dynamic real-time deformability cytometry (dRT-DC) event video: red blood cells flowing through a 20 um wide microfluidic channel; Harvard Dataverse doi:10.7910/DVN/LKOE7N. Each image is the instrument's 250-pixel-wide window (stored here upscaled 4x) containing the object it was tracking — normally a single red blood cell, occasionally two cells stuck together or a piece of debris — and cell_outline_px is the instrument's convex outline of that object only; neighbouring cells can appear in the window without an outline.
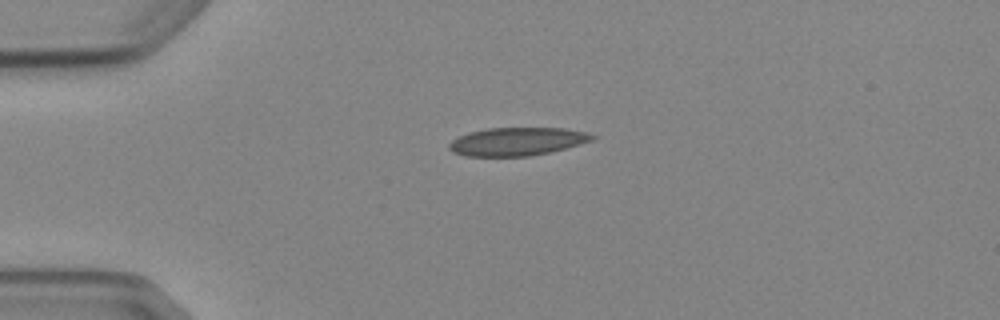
{"species": "Egyptian fruit bat (a non-hibernating species)", "species_latin": "Rousettus aegyptiacus", "temperature_condition": "cold", "stored_images_in_passage": 5, "camera_frame_rate_fps": 3000, "um_per_image_px": 0.085, "animal": {"sex": "female"}, "frame": {"image": 1, "passage_image": 1, "time_ms": 0.0, "image_size_px": [1000, 320], "cell_outline_px": [[596, 136], [592, 140], [552, 152], [528, 156], [464, 156], [452, 152], [448, 148], [448, 144], [452, 140], [468, 132], [488, 128], [564, 128], [584, 132]], "centroid_in_image_um": [43.91, 12.03], "position_along_channel_um": 41.1, "area_um2": 23.41}}
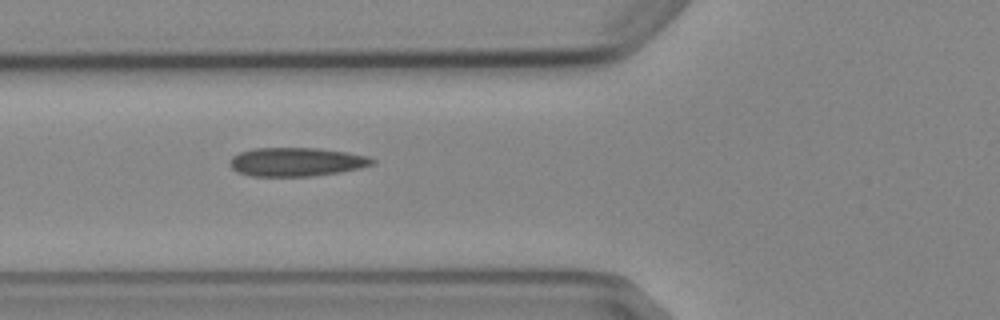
{"frame": {"image": 2, "passage_image": 3, "time_ms": 2.333, "image_size_px": [1000, 320], "cell_outline_px": [[376, 164], [360, 168], [340, 172], [312, 176], [252, 176], [236, 172], [228, 164], [232, 156], [240, 152], [256, 148], [316, 148], [344, 152], [368, 156], [376, 160]], "centroid_in_image_um": [25.19, 13.77], "position_along_channel_um": 100.6, "area_um2": 23.87}}